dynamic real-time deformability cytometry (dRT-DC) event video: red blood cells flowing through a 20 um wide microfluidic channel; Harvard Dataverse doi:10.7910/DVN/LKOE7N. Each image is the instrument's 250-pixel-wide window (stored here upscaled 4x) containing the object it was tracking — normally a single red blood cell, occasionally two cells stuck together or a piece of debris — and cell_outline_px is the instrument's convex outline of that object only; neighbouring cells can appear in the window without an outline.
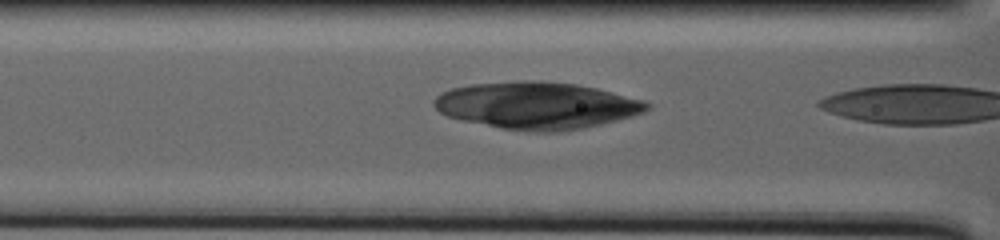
{"species": "human", "species_latin": "Homo sapiens", "temperature_condition": "warm", "stored_images_in_passage": 79, "camera_frame_rate_fps": 3000, "um_per_image_px": 0.085, "donor": {"sex": "male"}, "frame": {"image": 1, "passage_image": 77, "time_ms": 20.333, "image_size_px": [1000, 240], "cell_outline_px": [[652, 108], [644, 112], [632, 116], [584, 128], [552, 132], [528, 132], [500, 128], [460, 120], [448, 116], [440, 112], [432, 104], [432, 100], [440, 92], [452, 88], [472, 84], [524, 80], [532, 80], [576, 84], [596, 88], [644, 100], [652, 104]], "centroid_in_image_um": [45.61, 8.97], "position_along_channel_um": 121.0, "area_um2": 58.49}}